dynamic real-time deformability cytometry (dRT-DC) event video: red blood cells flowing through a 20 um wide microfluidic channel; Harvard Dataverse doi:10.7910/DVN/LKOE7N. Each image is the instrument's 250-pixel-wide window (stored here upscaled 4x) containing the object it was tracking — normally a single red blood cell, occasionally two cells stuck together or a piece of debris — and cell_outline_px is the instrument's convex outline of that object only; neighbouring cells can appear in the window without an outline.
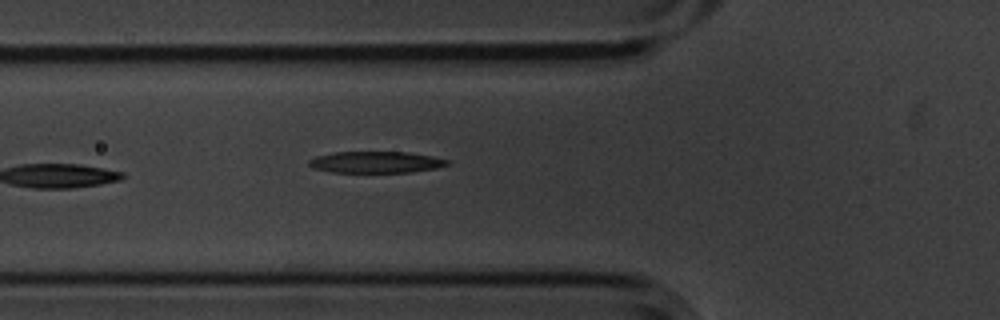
{"species": "common noctule bat (a hibernating species)", "species_latin": "Nyctalus noctula", "temperature_condition": "cold", "stored_images_in_passage": 7, "camera_frame_rate_fps": 3000, "um_per_image_px": 0.085, "animal": {"sex": "male", "body_mass_g": 20.1, "forearm_length_mm": 53.5}, "frame": {"image": 1, "passage_image": 7, "time_ms": 2.0, "image_size_px": [1000, 320], "cell_outline_px": [[448, 164], [436, 168], [412, 172], [328, 172], [312, 168], [308, 164], [308, 160], [316, 156], [336, 152], [408, 152], [432, 156], [448, 160]], "centroid_in_image_um": [31.91, 13.78], "position_along_channel_um": 93.9, "area_um2": 17.28}}